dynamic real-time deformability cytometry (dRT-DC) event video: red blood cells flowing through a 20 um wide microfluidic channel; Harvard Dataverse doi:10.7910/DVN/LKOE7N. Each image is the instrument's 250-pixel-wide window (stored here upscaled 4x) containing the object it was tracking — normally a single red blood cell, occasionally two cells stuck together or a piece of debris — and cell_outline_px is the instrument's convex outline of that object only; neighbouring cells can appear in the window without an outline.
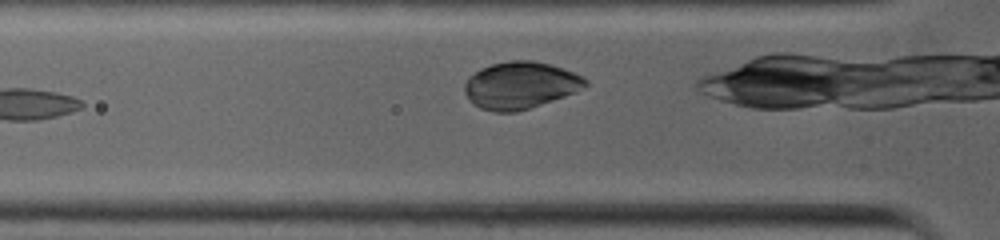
{"species": "common noctule bat (a hibernating species)", "species_latin": "Nyctalus noctula", "temperature_condition": "warm", "stored_images_in_passage": 26, "camera_frame_rate_fps": 5000, "um_per_image_px": 0.085, "animal": {"sex": "female", "body_mass_g": 19.0, "forearm_length_mm": 53.3}, "frame": {"image": 1, "passage_image": 2, "time_ms": 0.2, "image_size_px": [1000, 240], "cell_outline_px": [[588, 84], [576, 92], [516, 112], [496, 112], [480, 108], [472, 104], [468, 100], [464, 92], [464, 84], [468, 76], [480, 68], [492, 64], [508, 60], [532, 60], [548, 64], [572, 72], [588, 80]], "centroid_in_image_um": [44.16, 7.25], "position_along_channel_um": 81.6, "area_um2": 33.0}}